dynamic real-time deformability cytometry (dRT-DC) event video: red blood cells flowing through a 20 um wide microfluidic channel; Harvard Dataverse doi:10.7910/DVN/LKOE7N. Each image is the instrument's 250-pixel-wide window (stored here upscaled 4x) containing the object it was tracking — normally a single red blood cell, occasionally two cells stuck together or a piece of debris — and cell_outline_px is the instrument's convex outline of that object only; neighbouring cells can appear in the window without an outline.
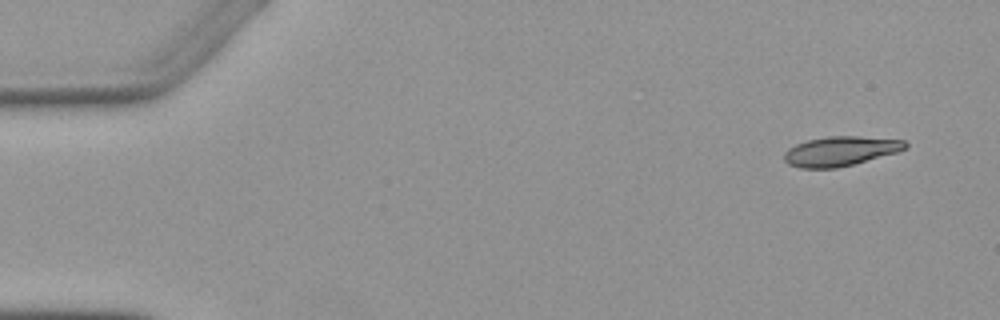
{"species": "Egyptian fruit bat (a non-hibernating species)", "species_latin": "Rousettus aegyptiacus", "temperature_condition": "warm", "stored_images_in_passage": 5, "camera_frame_rate_fps": 3000, "um_per_image_px": 0.085, "animal": {"sex": "female"}, "frame": {"image": 1, "passage_image": 1, "time_ms": 0.0, "image_size_px": [1000, 320], "cell_outline_px": [[908, 148], [896, 152], [852, 164], [836, 168], [800, 168], [788, 164], [784, 160], [784, 152], [788, 148], [796, 144], [808, 140], [828, 136], [860, 136], [904, 140], [908, 144]], "centroid_in_image_um": [71.41, 12.84], "position_along_channel_um": 13.6, "area_um2": 20.75}}
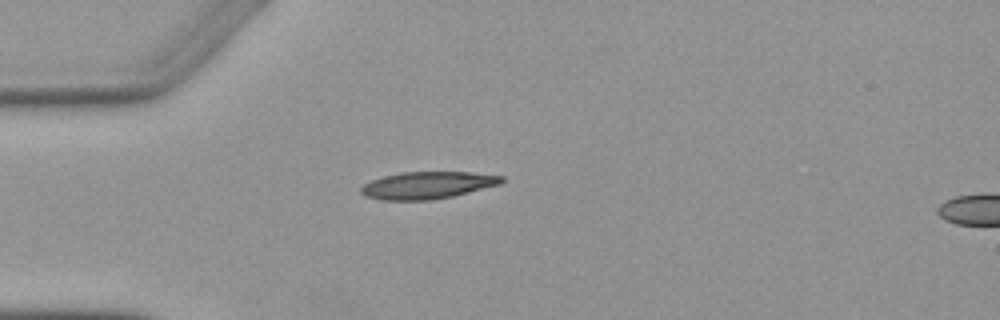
{"frame": {"image": 2, "passage_image": 4, "time_ms": 3.667, "image_size_px": [1000, 320], "cell_outline_px": [[504, 180], [500, 184], [452, 196], [432, 200], [380, 200], [364, 196], [360, 192], [360, 188], [364, 184], [372, 180], [384, 176], [400, 172], [472, 172], [504, 176]], "centroid_in_image_um": [36.31, 15.74], "position_along_channel_um": 48.7, "area_um2": 22.25}}